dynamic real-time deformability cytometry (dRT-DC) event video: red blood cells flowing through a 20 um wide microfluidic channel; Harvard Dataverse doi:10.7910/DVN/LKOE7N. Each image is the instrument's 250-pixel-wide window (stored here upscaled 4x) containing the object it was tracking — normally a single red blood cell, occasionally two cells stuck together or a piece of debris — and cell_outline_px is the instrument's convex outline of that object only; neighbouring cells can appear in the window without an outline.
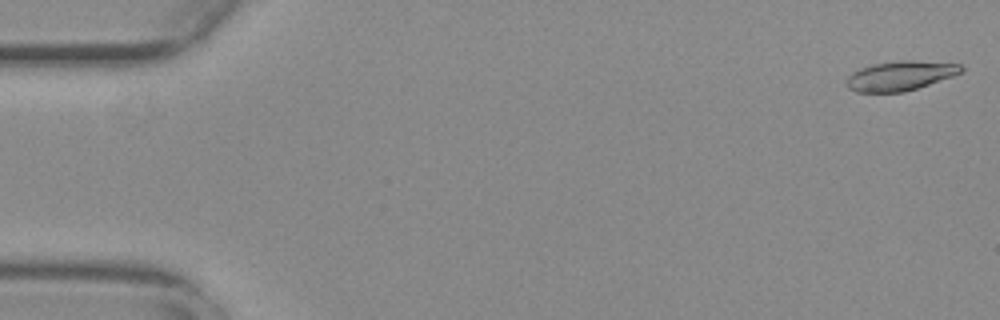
{"species": "common noctule bat (a hibernating species)", "species_latin": "Nyctalus noctula", "temperature_condition": "warm", "stored_images_in_passage": 6, "camera_frame_rate_fps": 3000, "um_per_image_px": 0.085, "animal": {"sex": "female", "body_mass_g": 29.2, "forearm_length_mm": 56.3}, "frame": {"image": 1, "passage_image": 2, "time_ms": 0.333, "image_size_px": [1000, 320], "cell_outline_px": [[964, 68], [960, 72], [952, 76], [904, 92], [856, 92], [848, 88], [848, 76], [852, 72], [860, 68], [872, 64], [900, 60], [912, 60], [960, 64]], "centroid_in_image_um": [76.5, 6.43], "position_along_channel_um": 8.5, "area_um2": 19.48}}